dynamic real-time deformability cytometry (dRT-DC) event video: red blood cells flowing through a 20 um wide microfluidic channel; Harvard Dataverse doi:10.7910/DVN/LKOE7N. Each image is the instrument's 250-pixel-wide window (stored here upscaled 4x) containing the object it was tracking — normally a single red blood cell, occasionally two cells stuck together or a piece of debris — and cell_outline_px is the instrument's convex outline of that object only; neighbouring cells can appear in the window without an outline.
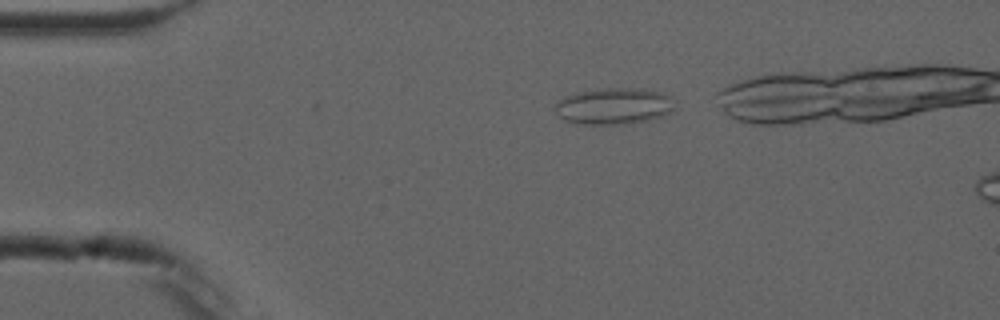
{"species": "common noctule bat (a hibernating species)", "species_latin": "Nyctalus noctula", "temperature_condition": "cold", "stored_images_in_passage": 3, "camera_frame_rate_fps": 3000, "um_per_image_px": 0.085, "animal": {"sex": "male", "forearm_length_mm": 52.5}, "frame": {"image": 1, "passage_image": 1, "time_ms": 0.0, "image_size_px": [1000, 320], "cell_outline_px": [[672, 108], [668, 112], [660, 116], [648, 120], [616, 124], [580, 124], [564, 120], [556, 112], [556, 104], [564, 96], [596, 88], [644, 88], [664, 92], [672, 96]], "centroid_in_image_um": [52.17, 8.99], "position_along_channel_um": 32.8, "area_um2": 25.26}}